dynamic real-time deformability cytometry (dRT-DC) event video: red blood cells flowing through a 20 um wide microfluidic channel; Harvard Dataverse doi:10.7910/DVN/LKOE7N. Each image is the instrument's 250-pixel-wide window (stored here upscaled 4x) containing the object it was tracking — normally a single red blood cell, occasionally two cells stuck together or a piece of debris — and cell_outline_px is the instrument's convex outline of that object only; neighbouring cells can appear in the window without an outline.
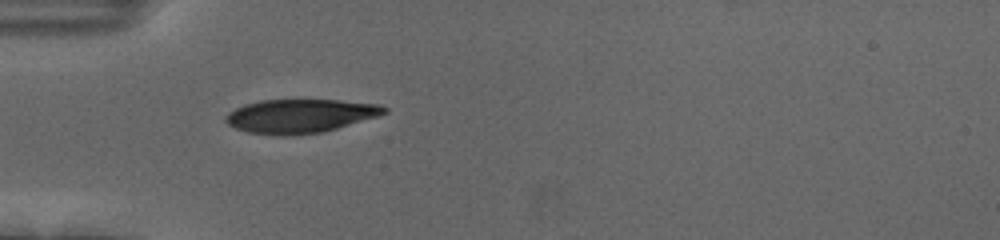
{"species": "human", "species_latin": "Homo sapiens", "temperature_condition": "cold", "stored_images_in_passage": 39, "camera_frame_rate_fps": 3000, "um_per_image_px": 0.085, "donor": {"sex": "female"}, "frame": {"image": 1, "passage_image": 1, "time_ms": 0.0, "image_size_px": [1000, 240], "cell_outline_px": [[388, 112], [380, 116], [336, 128], [320, 132], [292, 136], [280, 136], [248, 132], [236, 128], [228, 124], [224, 120], [224, 116], [228, 112], [244, 104], [260, 100], [340, 100], [380, 104], [388, 108]], "centroid_in_image_um": [25.52, 9.85], "position_along_channel_um": 59.5, "area_um2": 31.39}}
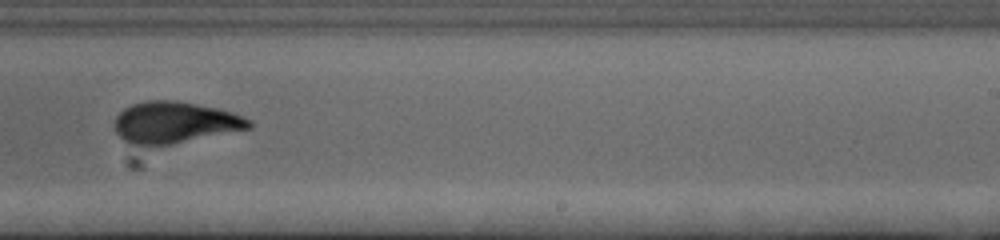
{"frame": {"image": 2, "passage_image": 19, "time_ms": 6.0, "image_size_px": [1000, 240], "cell_outline_px": [[252, 128], [152, 148], [148, 148], [132, 144], [124, 140], [116, 132], [116, 116], [124, 108], [132, 104], [148, 100], [176, 100], [216, 108], [232, 112], [244, 116], [252, 120]], "centroid_in_image_um": [14.86, 10.43], "position_along_channel_um": 274.1, "area_um2": 32.83}}
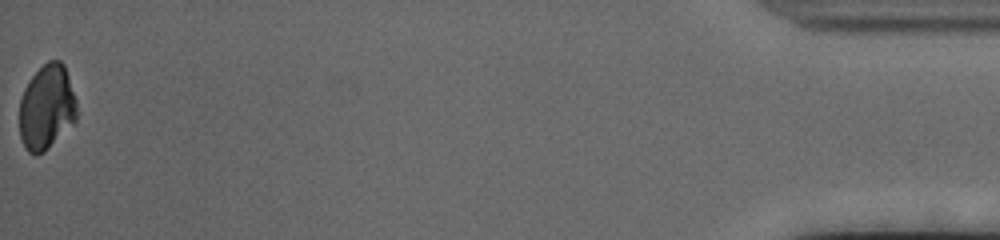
{"frame": {"image": 3, "passage_image": 39, "time_ms": 12.667, "image_size_px": [1000, 240], "cell_outline_px": [[76, 124], [44, 152], [36, 156], [28, 152], [20, 136], [20, 100], [24, 88], [32, 76], [48, 60], [60, 60], [64, 64], [76, 100]], "centroid_in_image_um": [3.99, 9.15], "position_along_channel_um": 431.2, "area_um2": 28.61}, "authors_computed_cell_mechanics": {"area_um2": 32.3102, "velocity_mm_per_s": 3.6835, "shape_relaxation_time_tau1_ms": 3.5265, "shape_relaxation_time_tau2_ms": 0.912, "deformation_change_tau1": 0.1557, "deformation_change_tau2": 0.0447}}